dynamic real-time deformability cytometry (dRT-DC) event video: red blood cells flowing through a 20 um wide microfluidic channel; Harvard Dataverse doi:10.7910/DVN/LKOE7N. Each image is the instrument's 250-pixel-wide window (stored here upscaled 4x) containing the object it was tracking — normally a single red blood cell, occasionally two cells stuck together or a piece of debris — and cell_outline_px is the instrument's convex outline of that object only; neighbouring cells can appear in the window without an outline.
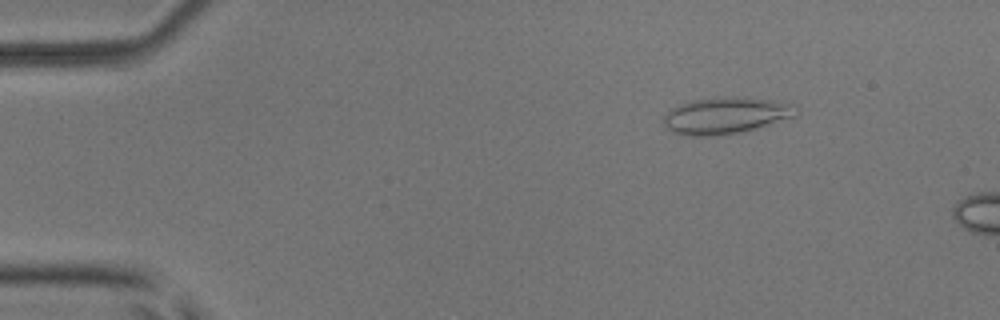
{"species": "common noctule bat (a hibernating species)", "species_latin": "Nyctalus noctula", "temperature_condition": "room temperature", "stored_images_in_passage": 11, "camera_frame_rate_fps": 3000, "um_per_image_px": 0.085, "animal": {"sex": "male", "body_mass_g": 17.9, "forearm_length_mm": 54.2}, "frame": {"image": 1, "passage_image": 7, "time_ms": 2.0, "image_size_px": [1000, 320], "cell_outline_px": [[796, 116], [744, 132], [724, 136], [684, 136], [672, 132], [664, 124], [664, 116], [672, 108], [680, 104], [692, 100], [724, 96], [744, 96], [772, 100], [792, 104]], "centroid_in_image_um": [61.66, 9.83], "position_along_channel_um": 23.3, "area_um2": 28.55}}